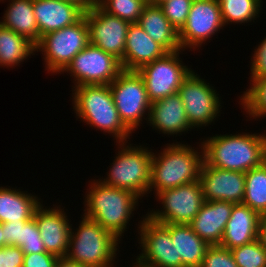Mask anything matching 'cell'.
<instances>
[{
    "instance_id": "cell-1",
    "label": "cell",
    "mask_w": 266,
    "mask_h": 267,
    "mask_svg": "<svg viewBox=\"0 0 266 267\" xmlns=\"http://www.w3.org/2000/svg\"><path fill=\"white\" fill-rule=\"evenodd\" d=\"M92 183V184H91ZM85 201L83 215L95 220L105 230L121 241L139 197L132 191L105 185L92 180Z\"/></svg>"
},
{
    "instance_id": "cell-15",
    "label": "cell",
    "mask_w": 266,
    "mask_h": 267,
    "mask_svg": "<svg viewBox=\"0 0 266 267\" xmlns=\"http://www.w3.org/2000/svg\"><path fill=\"white\" fill-rule=\"evenodd\" d=\"M140 224V225H139ZM138 224L142 253L136 260L148 267H176V250L170 237V224H161L145 215Z\"/></svg>"
},
{
    "instance_id": "cell-29",
    "label": "cell",
    "mask_w": 266,
    "mask_h": 267,
    "mask_svg": "<svg viewBox=\"0 0 266 267\" xmlns=\"http://www.w3.org/2000/svg\"><path fill=\"white\" fill-rule=\"evenodd\" d=\"M225 25L255 22L261 13L262 0H218Z\"/></svg>"
},
{
    "instance_id": "cell-18",
    "label": "cell",
    "mask_w": 266,
    "mask_h": 267,
    "mask_svg": "<svg viewBox=\"0 0 266 267\" xmlns=\"http://www.w3.org/2000/svg\"><path fill=\"white\" fill-rule=\"evenodd\" d=\"M33 9L39 29V41L43 35L74 25L85 10L65 0H33Z\"/></svg>"
},
{
    "instance_id": "cell-43",
    "label": "cell",
    "mask_w": 266,
    "mask_h": 267,
    "mask_svg": "<svg viewBox=\"0 0 266 267\" xmlns=\"http://www.w3.org/2000/svg\"><path fill=\"white\" fill-rule=\"evenodd\" d=\"M262 165L266 167V133H265L264 144L262 147Z\"/></svg>"
},
{
    "instance_id": "cell-37",
    "label": "cell",
    "mask_w": 266,
    "mask_h": 267,
    "mask_svg": "<svg viewBox=\"0 0 266 267\" xmlns=\"http://www.w3.org/2000/svg\"><path fill=\"white\" fill-rule=\"evenodd\" d=\"M24 253L18 246L0 248V267H23Z\"/></svg>"
},
{
    "instance_id": "cell-41",
    "label": "cell",
    "mask_w": 266,
    "mask_h": 267,
    "mask_svg": "<svg viewBox=\"0 0 266 267\" xmlns=\"http://www.w3.org/2000/svg\"><path fill=\"white\" fill-rule=\"evenodd\" d=\"M54 267H87L83 264H80L78 262H75L66 256L64 257H59L55 263Z\"/></svg>"
},
{
    "instance_id": "cell-42",
    "label": "cell",
    "mask_w": 266,
    "mask_h": 267,
    "mask_svg": "<svg viewBox=\"0 0 266 267\" xmlns=\"http://www.w3.org/2000/svg\"><path fill=\"white\" fill-rule=\"evenodd\" d=\"M80 5L85 11L98 4L99 0H65Z\"/></svg>"
},
{
    "instance_id": "cell-26",
    "label": "cell",
    "mask_w": 266,
    "mask_h": 267,
    "mask_svg": "<svg viewBox=\"0 0 266 267\" xmlns=\"http://www.w3.org/2000/svg\"><path fill=\"white\" fill-rule=\"evenodd\" d=\"M9 1L11 3H9L0 23L36 45L39 42V29L34 14L33 0Z\"/></svg>"
},
{
    "instance_id": "cell-32",
    "label": "cell",
    "mask_w": 266,
    "mask_h": 267,
    "mask_svg": "<svg viewBox=\"0 0 266 267\" xmlns=\"http://www.w3.org/2000/svg\"><path fill=\"white\" fill-rule=\"evenodd\" d=\"M238 267H266V249L258 240L231 250Z\"/></svg>"
},
{
    "instance_id": "cell-38",
    "label": "cell",
    "mask_w": 266,
    "mask_h": 267,
    "mask_svg": "<svg viewBox=\"0 0 266 267\" xmlns=\"http://www.w3.org/2000/svg\"><path fill=\"white\" fill-rule=\"evenodd\" d=\"M26 222L2 223L4 232V247L7 245L22 246V234Z\"/></svg>"
},
{
    "instance_id": "cell-9",
    "label": "cell",
    "mask_w": 266,
    "mask_h": 267,
    "mask_svg": "<svg viewBox=\"0 0 266 267\" xmlns=\"http://www.w3.org/2000/svg\"><path fill=\"white\" fill-rule=\"evenodd\" d=\"M154 196L161 202L163 209H154L146 216L161 224L189 225L205 202L199 180L165 189Z\"/></svg>"
},
{
    "instance_id": "cell-16",
    "label": "cell",
    "mask_w": 266,
    "mask_h": 267,
    "mask_svg": "<svg viewBox=\"0 0 266 267\" xmlns=\"http://www.w3.org/2000/svg\"><path fill=\"white\" fill-rule=\"evenodd\" d=\"M199 181L205 201L242 203L245 192V173L210 166L205 160Z\"/></svg>"
},
{
    "instance_id": "cell-35",
    "label": "cell",
    "mask_w": 266,
    "mask_h": 267,
    "mask_svg": "<svg viewBox=\"0 0 266 267\" xmlns=\"http://www.w3.org/2000/svg\"><path fill=\"white\" fill-rule=\"evenodd\" d=\"M200 267H238L230 249L210 245Z\"/></svg>"
},
{
    "instance_id": "cell-28",
    "label": "cell",
    "mask_w": 266,
    "mask_h": 267,
    "mask_svg": "<svg viewBox=\"0 0 266 267\" xmlns=\"http://www.w3.org/2000/svg\"><path fill=\"white\" fill-rule=\"evenodd\" d=\"M243 204L261 216L266 215V167L263 165L245 172Z\"/></svg>"
},
{
    "instance_id": "cell-30",
    "label": "cell",
    "mask_w": 266,
    "mask_h": 267,
    "mask_svg": "<svg viewBox=\"0 0 266 267\" xmlns=\"http://www.w3.org/2000/svg\"><path fill=\"white\" fill-rule=\"evenodd\" d=\"M249 89L241 96L240 105L250 118L266 117V77L250 78Z\"/></svg>"
},
{
    "instance_id": "cell-31",
    "label": "cell",
    "mask_w": 266,
    "mask_h": 267,
    "mask_svg": "<svg viewBox=\"0 0 266 267\" xmlns=\"http://www.w3.org/2000/svg\"><path fill=\"white\" fill-rule=\"evenodd\" d=\"M149 0H99L98 5L109 14L130 24L137 23Z\"/></svg>"
},
{
    "instance_id": "cell-6",
    "label": "cell",
    "mask_w": 266,
    "mask_h": 267,
    "mask_svg": "<svg viewBox=\"0 0 266 267\" xmlns=\"http://www.w3.org/2000/svg\"><path fill=\"white\" fill-rule=\"evenodd\" d=\"M126 143H117L118 154L109 166V173L99 180L105 185L132 191L142 199L149 193L152 151L142 145Z\"/></svg>"
},
{
    "instance_id": "cell-11",
    "label": "cell",
    "mask_w": 266,
    "mask_h": 267,
    "mask_svg": "<svg viewBox=\"0 0 266 267\" xmlns=\"http://www.w3.org/2000/svg\"><path fill=\"white\" fill-rule=\"evenodd\" d=\"M121 62L114 55L88 44L77 53L63 72L74 78V87L81 85H109L122 71Z\"/></svg>"
},
{
    "instance_id": "cell-8",
    "label": "cell",
    "mask_w": 266,
    "mask_h": 267,
    "mask_svg": "<svg viewBox=\"0 0 266 267\" xmlns=\"http://www.w3.org/2000/svg\"><path fill=\"white\" fill-rule=\"evenodd\" d=\"M109 86L120 119L131 133L140 127L142 118L148 122L151 102L137 70H122Z\"/></svg>"
},
{
    "instance_id": "cell-46",
    "label": "cell",
    "mask_w": 266,
    "mask_h": 267,
    "mask_svg": "<svg viewBox=\"0 0 266 267\" xmlns=\"http://www.w3.org/2000/svg\"><path fill=\"white\" fill-rule=\"evenodd\" d=\"M136 264V265H135ZM133 266L132 267H148V266H145L143 264H141L139 261L136 260V262L134 264H132Z\"/></svg>"
},
{
    "instance_id": "cell-34",
    "label": "cell",
    "mask_w": 266,
    "mask_h": 267,
    "mask_svg": "<svg viewBox=\"0 0 266 267\" xmlns=\"http://www.w3.org/2000/svg\"><path fill=\"white\" fill-rule=\"evenodd\" d=\"M20 249L24 254L46 252L44 243L35 219L27 221L22 234V246Z\"/></svg>"
},
{
    "instance_id": "cell-13",
    "label": "cell",
    "mask_w": 266,
    "mask_h": 267,
    "mask_svg": "<svg viewBox=\"0 0 266 267\" xmlns=\"http://www.w3.org/2000/svg\"><path fill=\"white\" fill-rule=\"evenodd\" d=\"M223 27L218 0H193L186 24L179 31L181 50L201 47Z\"/></svg>"
},
{
    "instance_id": "cell-36",
    "label": "cell",
    "mask_w": 266,
    "mask_h": 267,
    "mask_svg": "<svg viewBox=\"0 0 266 267\" xmlns=\"http://www.w3.org/2000/svg\"><path fill=\"white\" fill-rule=\"evenodd\" d=\"M251 58L250 78L266 77V37L255 47Z\"/></svg>"
},
{
    "instance_id": "cell-40",
    "label": "cell",
    "mask_w": 266,
    "mask_h": 267,
    "mask_svg": "<svg viewBox=\"0 0 266 267\" xmlns=\"http://www.w3.org/2000/svg\"><path fill=\"white\" fill-rule=\"evenodd\" d=\"M257 240L266 249V215L260 219Z\"/></svg>"
},
{
    "instance_id": "cell-33",
    "label": "cell",
    "mask_w": 266,
    "mask_h": 267,
    "mask_svg": "<svg viewBox=\"0 0 266 267\" xmlns=\"http://www.w3.org/2000/svg\"><path fill=\"white\" fill-rule=\"evenodd\" d=\"M193 0H171L160 5L165 17L179 32L186 24Z\"/></svg>"
},
{
    "instance_id": "cell-5",
    "label": "cell",
    "mask_w": 266,
    "mask_h": 267,
    "mask_svg": "<svg viewBox=\"0 0 266 267\" xmlns=\"http://www.w3.org/2000/svg\"><path fill=\"white\" fill-rule=\"evenodd\" d=\"M79 223L76 232L71 228L66 257L87 267H114L121 242L91 218L83 215Z\"/></svg>"
},
{
    "instance_id": "cell-27",
    "label": "cell",
    "mask_w": 266,
    "mask_h": 267,
    "mask_svg": "<svg viewBox=\"0 0 266 267\" xmlns=\"http://www.w3.org/2000/svg\"><path fill=\"white\" fill-rule=\"evenodd\" d=\"M34 52L35 45L31 41L0 23V67L19 66Z\"/></svg>"
},
{
    "instance_id": "cell-7",
    "label": "cell",
    "mask_w": 266,
    "mask_h": 267,
    "mask_svg": "<svg viewBox=\"0 0 266 267\" xmlns=\"http://www.w3.org/2000/svg\"><path fill=\"white\" fill-rule=\"evenodd\" d=\"M89 44V28L83 16L74 25L53 31L40 38L35 51L42 52L48 73H63L73 57Z\"/></svg>"
},
{
    "instance_id": "cell-4",
    "label": "cell",
    "mask_w": 266,
    "mask_h": 267,
    "mask_svg": "<svg viewBox=\"0 0 266 267\" xmlns=\"http://www.w3.org/2000/svg\"><path fill=\"white\" fill-rule=\"evenodd\" d=\"M73 88L72 103L77 118L113 135L117 143L129 141L127 139H130L132 133L120 119L109 85L93 84Z\"/></svg>"
},
{
    "instance_id": "cell-21",
    "label": "cell",
    "mask_w": 266,
    "mask_h": 267,
    "mask_svg": "<svg viewBox=\"0 0 266 267\" xmlns=\"http://www.w3.org/2000/svg\"><path fill=\"white\" fill-rule=\"evenodd\" d=\"M167 52L138 23L130 24L126 36L124 58L121 61L122 69L138 70L143 65L163 57Z\"/></svg>"
},
{
    "instance_id": "cell-45",
    "label": "cell",
    "mask_w": 266,
    "mask_h": 267,
    "mask_svg": "<svg viewBox=\"0 0 266 267\" xmlns=\"http://www.w3.org/2000/svg\"><path fill=\"white\" fill-rule=\"evenodd\" d=\"M168 1H171V0H149V2L153 5H157V6H160L162 4H164L165 2H168Z\"/></svg>"
},
{
    "instance_id": "cell-12",
    "label": "cell",
    "mask_w": 266,
    "mask_h": 267,
    "mask_svg": "<svg viewBox=\"0 0 266 267\" xmlns=\"http://www.w3.org/2000/svg\"><path fill=\"white\" fill-rule=\"evenodd\" d=\"M216 92L212 84L207 83L194 71L182 82L178 93L193 128L208 126L218 118L221 98Z\"/></svg>"
},
{
    "instance_id": "cell-3",
    "label": "cell",
    "mask_w": 266,
    "mask_h": 267,
    "mask_svg": "<svg viewBox=\"0 0 266 267\" xmlns=\"http://www.w3.org/2000/svg\"><path fill=\"white\" fill-rule=\"evenodd\" d=\"M265 134H223L203 138L204 160L212 167L247 172L262 165Z\"/></svg>"
},
{
    "instance_id": "cell-19",
    "label": "cell",
    "mask_w": 266,
    "mask_h": 267,
    "mask_svg": "<svg viewBox=\"0 0 266 267\" xmlns=\"http://www.w3.org/2000/svg\"><path fill=\"white\" fill-rule=\"evenodd\" d=\"M149 125L168 135H177L194 130L186 116L185 107L178 92L151 103ZM190 129V130H189Z\"/></svg>"
},
{
    "instance_id": "cell-23",
    "label": "cell",
    "mask_w": 266,
    "mask_h": 267,
    "mask_svg": "<svg viewBox=\"0 0 266 267\" xmlns=\"http://www.w3.org/2000/svg\"><path fill=\"white\" fill-rule=\"evenodd\" d=\"M170 237L176 250V267H200L210 245L190 225L170 224Z\"/></svg>"
},
{
    "instance_id": "cell-20",
    "label": "cell",
    "mask_w": 266,
    "mask_h": 267,
    "mask_svg": "<svg viewBox=\"0 0 266 267\" xmlns=\"http://www.w3.org/2000/svg\"><path fill=\"white\" fill-rule=\"evenodd\" d=\"M234 204L225 201H205L189 225L209 245H220Z\"/></svg>"
},
{
    "instance_id": "cell-24",
    "label": "cell",
    "mask_w": 266,
    "mask_h": 267,
    "mask_svg": "<svg viewBox=\"0 0 266 267\" xmlns=\"http://www.w3.org/2000/svg\"><path fill=\"white\" fill-rule=\"evenodd\" d=\"M139 26L168 52L181 50L179 32L165 17L160 6L148 2L137 22Z\"/></svg>"
},
{
    "instance_id": "cell-39",
    "label": "cell",
    "mask_w": 266,
    "mask_h": 267,
    "mask_svg": "<svg viewBox=\"0 0 266 267\" xmlns=\"http://www.w3.org/2000/svg\"><path fill=\"white\" fill-rule=\"evenodd\" d=\"M58 257L48 253H29L24 255L23 267H54Z\"/></svg>"
},
{
    "instance_id": "cell-17",
    "label": "cell",
    "mask_w": 266,
    "mask_h": 267,
    "mask_svg": "<svg viewBox=\"0 0 266 267\" xmlns=\"http://www.w3.org/2000/svg\"><path fill=\"white\" fill-rule=\"evenodd\" d=\"M56 205L53 208L40 205L34 213L33 218L39 228L45 250L55 256L67 255L68 244L72 224H70L64 209Z\"/></svg>"
},
{
    "instance_id": "cell-22",
    "label": "cell",
    "mask_w": 266,
    "mask_h": 267,
    "mask_svg": "<svg viewBox=\"0 0 266 267\" xmlns=\"http://www.w3.org/2000/svg\"><path fill=\"white\" fill-rule=\"evenodd\" d=\"M261 217L243 203L234 204L220 246L232 250L257 240Z\"/></svg>"
},
{
    "instance_id": "cell-25",
    "label": "cell",
    "mask_w": 266,
    "mask_h": 267,
    "mask_svg": "<svg viewBox=\"0 0 266 267\" xmlns=\"http://www.w3.org/2000/svg\"><path fill=\"white\" fill-rule=\"evenodd\" d=\"M37 196L20 189L0 187V222H27L41 205Z\"/></svg>"
},
{
    "instance_id": "cell-2",
    "label": "cell",
    "mask_w": 266,
    "mask_h": 267,
    "mask_svg": "<svg viewBox=\"0 0 266 267\" xmlns=\"http://www.w3.org/2000/svg\"><path fill=\"white\" fill-rule=\"evenodd\" d=\"M201 152L190 145L180 142L168 144L157 155L152 152L149 193L155 194L165 189L199 180L201 165L204 161V147Z\"/></svg>"
},
{
    "instance_id": "cell-44",
    "label": "cell",
    "mask_w": 266,
    "mask_h": 267,
    "mask_svg": "<svg viewBox=\"0 0 266 267\" xmlns=\"http://www.w3.org/2000/svg\"><path fill=\"white\" fill-rule=\"evenodd\" d=\"M4 247V232L2 229V223L0 222V248Z\"/></svg>"
},
{
    "instance_id": "cell-14",
    "label": "cell",
    "mask_w": 266,
    "mask_h": 267,
    "mask_svg": "<svg viewBox=\"0 0 266 267\" xmlns=\"http://www.w3.org/2000/svg\"><path fill=\"white\" fill-rule=\"evenodd\" d=\"M84 16L89 28V43L114 55L121 62L130 23L109 14L98 4L86 10Z\"/></svg>"
},
{
    "instance_id": "cell-10",
    "label": "cell",
    "mask_w": 266,
    "mask_h": 267,
    "mask_svg": "<svg viewBox=\"0 0 266 267\" xmlns=\"http://www.w3.org/2000/svg\"><path fill=\"white\" fill-rule=\"evenodd\" d=\"M182 51L167 52L163 57L137 70L144 80L151 103L178 92L182 82L193 71L180 60L179 54Z\"/></svg>"
}]
</instances>
